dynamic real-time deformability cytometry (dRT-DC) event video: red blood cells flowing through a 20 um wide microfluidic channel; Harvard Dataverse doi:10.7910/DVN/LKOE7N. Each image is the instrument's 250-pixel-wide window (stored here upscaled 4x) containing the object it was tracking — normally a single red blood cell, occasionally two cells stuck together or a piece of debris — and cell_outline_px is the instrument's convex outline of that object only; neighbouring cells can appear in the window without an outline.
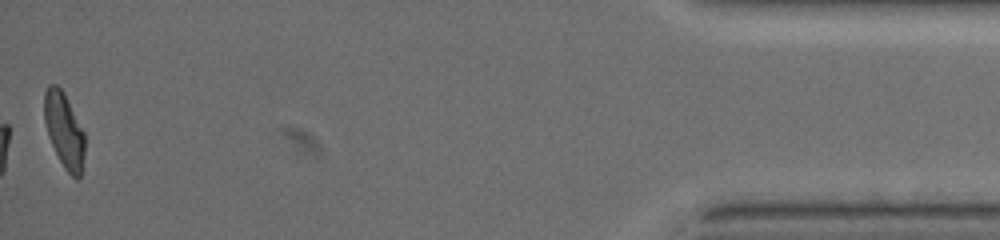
{"species": "common noctule bat (a hibernating species)", "species_latin": "Nyctalus noctula", "temperature_condition": "warm", "stored_images_in_passage": 40, "camera_frame_rate_fps": 3000, "um_per_image_px": 0.085, "animal": {"sex": "female", "body_mass_g": 19.5, "forearm_length_mm": 54.1}, "frame": {"image": 1, "passage_image": 40, "time_ms": 13.0, "image_size_px": [1000, 240], "cell_outline_px": [[84, 152], [80, 176], [76, 180], [64, 168], [48, 136], [44, 120], [44, 92], [48, 84], [56, 84], [64, 92], [84, 132]], "centroid_in_image_um": [5.44, 11.04], "position_along_channel_um": 429.8, "area_um2": 17.57}, "authors_computed_cell_mechanics": {"area_um2": 18.8717, "velocity_mm_per_s": 3.5536, "shape_relaxation_time_tau1_ms": 4.6258, "shape_relaxation_time_tau2_ms": 1.1677, "deformation_change_tau1": 0.1821, "deformation_change_tau2": 0.072}}